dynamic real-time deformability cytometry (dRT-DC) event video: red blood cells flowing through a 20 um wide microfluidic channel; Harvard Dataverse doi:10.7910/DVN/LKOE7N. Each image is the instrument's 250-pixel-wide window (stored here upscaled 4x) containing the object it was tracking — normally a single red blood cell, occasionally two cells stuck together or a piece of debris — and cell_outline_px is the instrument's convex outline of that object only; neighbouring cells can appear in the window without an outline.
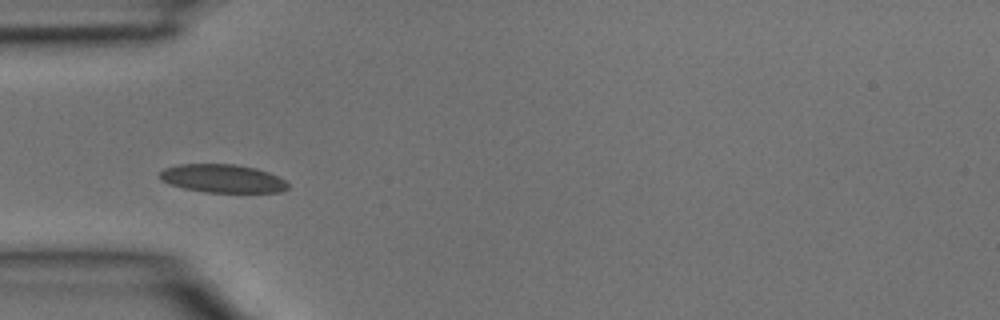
{"species": "common noctule bat (a hibernating species)", "species_latin": "Nyctalus noctula", "temperature_condition": "room temperature", "stored_images_in_passage": 3, "camera_frame_rate_fps": 3000, "um_per_image_px": 0.085, "animal": {"sex": "male", "body_mass_g": 15.6}, "frame": {"image": 1, "passage_image": 2, "time_ms": 0.333, "image_size_px": [1000, 320], "cell_outline_px": [[288, 188], [280, 192], [208, 192], [184, 188], [168, 184], [160, 180], [156, 176], [164, 168], [180, 164], [236, 164], [256, 168], [280, 176], [288, 184]], "centroid_in_image_um": [18.89, 15.16], "position_along_channel_um": 66.1, "area_um2": 21.27}}
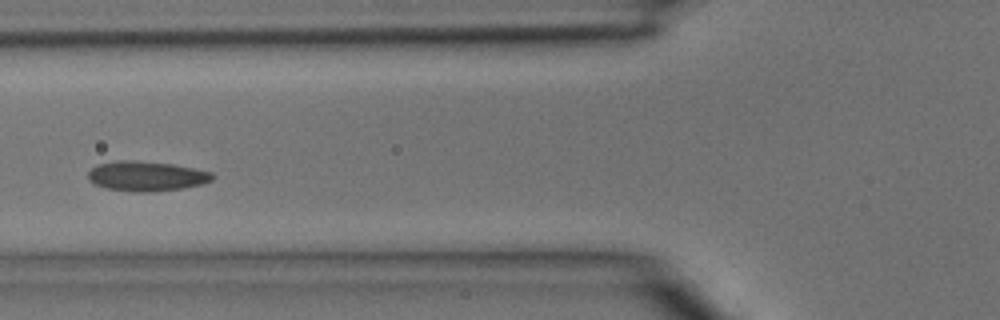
{"frame": {"image": 2, "passage_image": 3, "time_ms": 0.667, "image_size_px": [1000, 320], "cell_outline_px": [[216, 176], [212, 180], [200, 184], [184, 188], [148, 192], [140, 192], [108, 188], [96, 184], [88, 180], [88, 172], [96, 164], [116, 160], [136, 160], [172, 164], [212, 172]], "centroid_in_image_um": [12.44, 14.95], "position_along_channel_um": 113.4, "area_um2": 21.56}}